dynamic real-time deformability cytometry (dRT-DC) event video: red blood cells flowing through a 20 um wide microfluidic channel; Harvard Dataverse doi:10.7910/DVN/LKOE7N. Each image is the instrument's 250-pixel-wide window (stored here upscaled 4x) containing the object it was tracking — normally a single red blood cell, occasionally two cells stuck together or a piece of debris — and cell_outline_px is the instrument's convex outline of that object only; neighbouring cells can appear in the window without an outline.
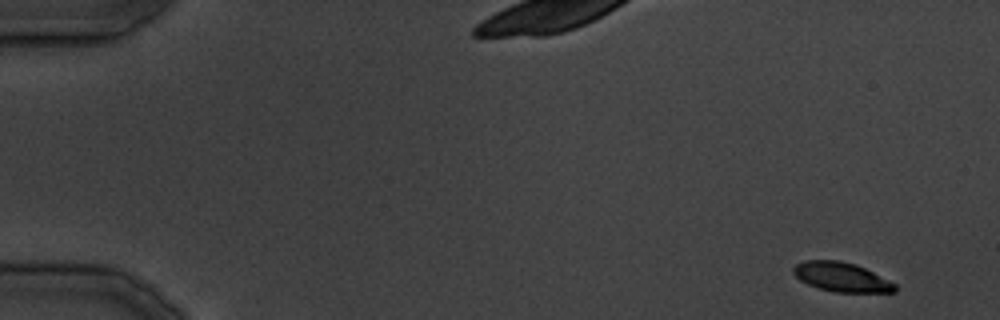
{"species": "common noctule bat (a hibernating species)", "species_latin": "Nyctalus noctula", "temperature_condition": "cold", "stored_images_in_passage": 9, "camera_frame_rate_fps": 3000, "um_per_image_px": 0.085, "animal": {"sex": "male", "body_mass_g": 19.5, "forearm_length_mm": 54.6}, "frame": {"image": 1, "passage_image": 1, "time_ms": 0.0, "image_size_px": [1000, 320], "cell_outline_px": [[896, 292], [832, 292], [808, 284], [800, 280], [792, 272], [792, 268], [796, 264], [804, 260], [840, 260], [856, 264], [896, 284]], "centroid_in_image_um": [71.5, 23.54], "position_along_channel_um": 13.5, "area_um2": 17.28}}